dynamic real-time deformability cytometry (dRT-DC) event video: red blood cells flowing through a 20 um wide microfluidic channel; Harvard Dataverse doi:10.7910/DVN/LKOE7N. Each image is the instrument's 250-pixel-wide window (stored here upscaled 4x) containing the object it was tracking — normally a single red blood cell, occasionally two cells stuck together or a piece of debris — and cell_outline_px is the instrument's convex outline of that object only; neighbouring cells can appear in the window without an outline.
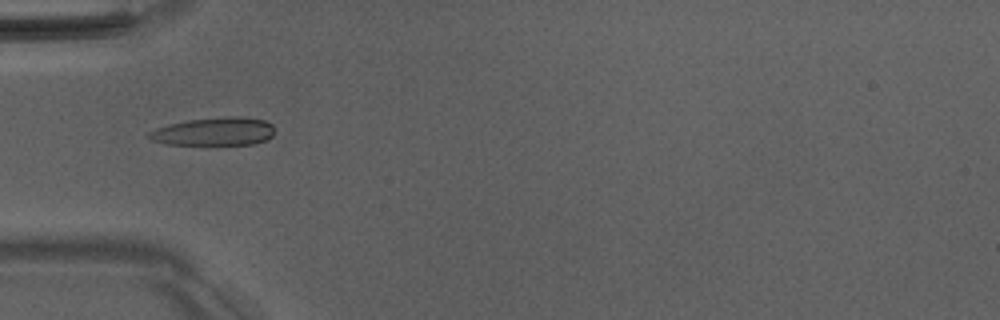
{"species": "Egyptian fruit bat (a non-hibernating species)", "species_latin": "Rousettus aegyptiacus", "temperature_condition": "room temperature", "stored_images_in_passage": 51, "camera_frame_rate_fps": 3000, "um_per_image_px": 0.085, "animal": {"sex": "male"}, "frame": {"image": 1, "passage_image": 17, "time_ms": 5.333, "image_size_px": [1000, 320], "cell_outline_px": [[272, 136], [264, 140], [252, 144], [164, 144], [152, 140], [144, 136], [148, 132], [156, 128], [168, 124], [188, 120], [228, 116], [240, 116], [264, 120], [272, 124]], "centroid_in_image_um": [18.14, 11.17], "position_along_channel_um": 66.9, "area_um2": 20.52}}
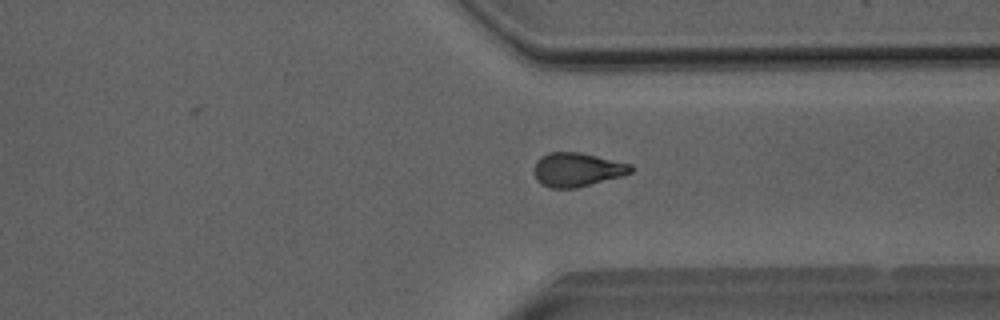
{"frame": {"image": 2, "passage_image": 39, "time_ms": 12.667, "image_size_px": [1000, 320], "cell_outline_px": [[636, 168], [632, 172], [620, 176], [576, 188], [552, 188], [540, 184], [536, 180], [532, 172], [532, 168], [536, 160], [540, 156], [548, 152], [580, 152], [632, 164]], "centroid_in_image_um": [49.01, 14.41], "position_along_channel_um": 362.4, "area_um2": 19.42}}
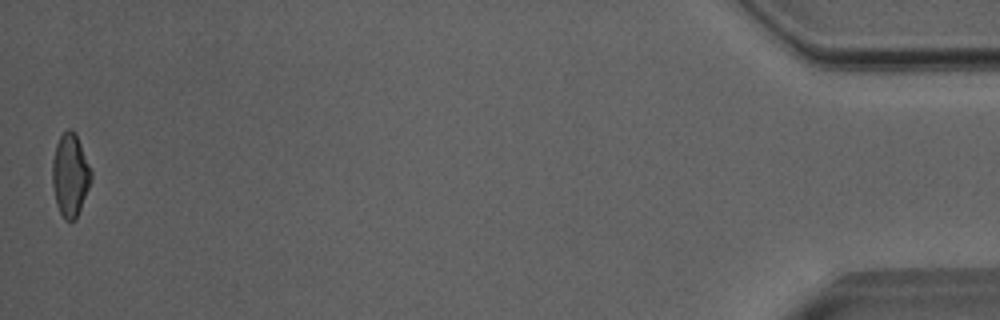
{"frame": {"image": 3, "passage_image": 51, "time_ms": 16.667, "image_size_px": [1000, 320], "cell_outline_px": [[92, 180], [76, 220], [64, 220], [56, 204], [52, 184], [52, 160], [56, 144], [60, 136], [68, 128], [76, 132], [92, 168]], "centroid_in_image_um": [5.98, 14.86], "position_along_channel_um": 429.2, "area_um2": 19.13}, "authors_computed_cell_mechanics": {"area_um2": 19.4208, "velocity_mm_per_s": 4.0416, "shape_relaxation_time_tau1_ms": 7.0272, "shape_relaxation_time_tau2_ms": 3.1762, "deformation_change_tau1": 0.211, "deformation_change_tau2": 0.1045}}